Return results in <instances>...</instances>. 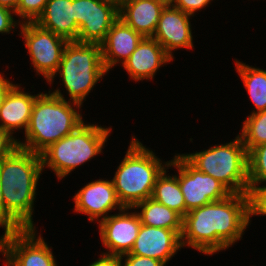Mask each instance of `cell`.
<instances>
[{
    "mask_svg": "<svg viewBox=\"0 0 266 266\" xmlns=\"http://www.w3.org/2000/svg\"><path fill=\"white\" fill-rule=\"evenodd\" d=\"M252 219L251 195L231 193L192 209L183 217L181 246L205 256L230 250L242 240Z\"/></svg>",
    "mask_w": 266,
    "mask_h": 266,
    "instance_id": "1",
    "label": "cell"
},
{
    "mask_svg": "<svg viewBox=\"0 0 266 266\" xmlns=\"http://www.w3.org/2000/svg\"><path fill=\"white\" fill-rule=\"evenodd\" d=\"M42 173L41 155L20 147L0 161L5 207L24 229H38L33 218Z\"/></svg>",
    "mask_w": 266,
    "mask_h": 266,
    "instance_id": "2",
    "label": "cell"
},
{
    "mask_svg": "<svg viewBox=\"0 0 266 266\" xmlns=\"http://www.w3.org/2000/svg\"><path fill=\"white\" fill-rule=\"evenodd\" d=\"M108 74L102 60L101 44L70 41L64 47L56 73L46 84L50 85L48 91L53 95L83 107L86 98L99 85L98 82L101 83ZM56 77L61 80L60 85ZM53 84L58 87L55 89Z\"/></svg>",
    "mask_w": 266,
    "mask_h": 266,
    "instance_id": "3",
    "label": "cell"
},
{
    "mask_svg": "<svg viewBox=\"0 0 266 266\" xmlns=\"http://www.w3.org/2000/svg\"><path fill=\"white\" fill-rule=\"evenodd\" d=\"M83 107L64 100L50 91L41 92L35 100L32 114L20 148L41 154L51 144L72 133L85 121ZM84 115V116H83Z\"/></svg>",
    "mask_w": 266,
    "mask_h": 266,
    "instance_id": "4",
    "label": "cell"
},
{
    "mask_svg": "<svg viewBox=\"0 0 266 266\" xmlns=\"http://www.w3.org/2000/svg\"><path fill=\"white\" fill-rule=\"evenodd\" d=\"M130 138L125 155L111 178L122 206L133 208L151 198L156 179L170 160L164 161L134 133Z\"/></svg>",
    "mask_w": 266,
    "mask_h": 266,
    "instance_id": "5",
    "label": "cell"
},
{
    "mask_svg": "<svg viewBox=\"0 0 266 266\" xmlns=\"http://www.w3.org/2000/svg\"><path fill=\"white\" fill-rule=\"evenodd\" d=\"M112 130V126H102L96 121L91 123V120L87 123L85 120L72 133L40 154L42 171L50 170L59 181L67 179L76 169L105 153L103 150L108 146Z\"/></svg>",
    "mask_w": 266,
    "mask_h": 266,
    "instance_id": "6",
    "label": "cell"
},
{
    "mask_svg": "<svg viewBox=\"0 0 266 266\" xmlns=\"http://www.w3.org/2000/svg\"><path fill=\"white\" fill-rule=\"evenodd\" d=\"M236 135L230 142L180 154L193 167L221 182L231 193L249 194L248 153L240 136Z\"/></svg>",
    "mask_w": 266,
    "mask_h": 266,
    "instance_id": "7",
    "label": "cell"
},
{
    "mask_svg": "<svg viewBox=\"0 0 266 266\" xmlns=\"http://www.w3.org/2000/svg\"><path fill=\"white\" fill-rule=\"evenodd\" d=\"M18 36L29 56L30 67L35 76H41L47 83L56 73L68 41L51 31L45 30L35 22L21 23Z\"/></svg>",
    "mask_w": 266,
    "mask_h": 266,
    "instance_id": "8",
    "label": "cell"
},
{
    "mask_svg": "<svg viewBox=\"0 0 266 266\" xmlns=\"http://www.w3.org/2000/svg\"><path fill=\"white\" fill-rule=\"evenodd\" d=\"M175 169L179 186L185 200L186 214L205 204L219 201L231 192L218 180L193 167L180 153H174L168 166Z\"/></svg>",
    "mask_w": 266,
    "mask_h": 266,
    "instance_id": "9",
    "label": "cell"
},
{
    "mask_svg": "<svg viewBox=\"0 0 266 266\" xmlns=\"http://www.w3.org/2000/svg\"><path fill=\"white\" fill-rule=\"evenodd\" d=\"M4 266H59L53 247L43 238L42 229H23L2 235Z\"/></svg>",
    "mask_w": 266,
    "mask_h": 266,
    "instance_id": "10",
    "label": "cell"
},
{
    "mask_svg": "<svg viewBox=\"0 0 266 266\" xmlns=\"http://www.w3.org/2000/svg\"><path fill=\"white\" fill-rule=\"evenodd\" d=\"M81 187L72 197L74 202L72 210L74 215L87 216L90 223L98 224L112 212L124 208L117 197L111 178L92 179Z\"/></svg>",
    "mask_w": 266,
    "mask_h": 266,
    "instance_id": "11",
    "label": "cell"
},
{
    "mask_svg": "<svg viewBox=\"0 0 266 266\" xmlns=\"http://www.w3.org/2000/svg\"><path fill=\"white\" fill-rule=\"evenodd\" d=\"M96 225L99 229L101 246H103V251L100 252L121 256L132 250L141 227V221L133 208L124 207Z\"/></svg>",
    "mask_w": 266,
    "mask_h": 266,
    "instance_id": "12",
    "label": "cell"
},
{
    "mask_svg": "<svg viewBox=\"0 0 266 266\" xmlns=\"http://www.w3.org/2000/svg\"><path fill=\"white\" fill-rule=\"evenodd\" d=\"M118 14L113 5L99 0H74V21L79 28L76 42L101 44Z\"/></svg>",
    "mask_w": 266,
    "mask_h": 266,
    "instance_id": "13",
    "label": "cell"
},
{
    "mask_svg": "<svg viewBox=\"0 0 266 266\" xmlns=\"http://www.w3.org/2000/svg\"><path fill=\"white\" fill-rule=\"evenodd\" d=\"M192 19H194L193 16L174 6L165 7L161 12L152 38L160 43L173 60L176 59L175 51L195 49Z\"/></svg>",
    "mask_w": 266,
    "mask_h": 266,
    "instance_id": "14",
    "label": "cell"
},
{
    "mask_svg": "<svg viewBox=\"0 0 266 266\" xmlns=\"http://www.w3.org/2000/svg\"><path fill=\"white\" fill-rule=\"evenodd\" d=\"M173 61L175 60L166 53L158 41L152 37H144L121 67L129 76V80L136 83L145 80L151 82L160 68Z\"/></svg>",
    "mask_w": 266,
    "mask_h": 266,
    "instance_id": "15",
    "label": "cell"
},
{
    "mask_svg": "<svg viewBox=\"0 0 266 266\" xmlns=\"http://www.w3.org/2000/svg\"><path fill=\"white\" fill-rule=\"evenodd\" d=\"M182 249L180 236L171 229L141 224L130 253L162 261L166 266Z\"/></svg>",
    "mask_w": 266,
    "mask_h": 266,
    "instance_id": "16",
    "label": "cell"
},
{
    "mask_svg": "<svg viewBox=\"0 0 266 266\" xmlns=\"http://www.w3.org/2000/svg\"><path fill=\"white\" fill-rule=\"evenodd\" d=\"M143 38L118 18L101 43L102 60L106 71L109 73L115 67L122 66Z\"/></svg>",
    "mask_w": 266,
    "mask_h": 266,
    "instance_id": "17",
    "label": "cell"
},
{
    "mask_svg": "<svg viewBox=\"0 0 266 266\" xmlns=\"http://www.w3.org/2000/svg\"><path fill=\"white\" fill-rule=\"evenodd\" d=\"M21 84L17 83L8 92L0 108V127L9 131L17 139V133L26 132L36 97L41 93L40 91L37 94L34 91L30 92Z\"/></svg>",
    "mask_w": 266,
    "mask_h": 266,
    "instance_id": "18",
    "label": "cell"
},
{
    "mask_svg": "<svg viewBox=\"0 0 266 266\" xmlns=\"http://www.w3.org/2000/svg\"><path fill=\"white\" fill-rule=\"evenodd\" d=\"M35 23L68 42L77 41L79 28L74 21V0H48Z\"/></svg>",
    "mask_w": 266,
    "mask_h": 266,
    "instance_id": "19",
    "label": "cell"
},
{
    "mask_svg": "<svg viewBox=\"0 0 266 266\" xmlns=\"http://www.w3.org/2000/svg\"><path fill=\"white\" fill-rule=\"evenodd\" d=\"M164 8L152 0H126L118 17L143 37H152Z\"/></svg>",
    "mask_w": 266,
    "mask_h": 266,
    "instance_id": "20",
    "label": "cell"
},
{
    "mask_svg": "<svg viewBox=\"0 0 266 266\" xmlns=\"http://www.w3.org/2000/svg\"><path fill=\"white\" fill-rule=\"evenodd\" d=\"M235 60V71L241 79V83L245 88L250 102H252V109L249 114L266 110V69L252 66Z\"/></svg>",
    "mask_w": 266,
    "mask_h": 266,
    "instance_id": "21",
    "label": "cell"
},
{
    "mask_svg": "<svg viewBox=\"0 0 266 266\" xmlns=\"http://www.w3.org/2000/svg\"><path fill=\"white\" fill-rule=\"evenodd\" d=\"M133 209L138 214L141 224L174 230L179 236L182 232L183 217L152 198L136 204Z\"/></svg>",
    "mask_w": 266,
    "mask_h": 266,
    "instance_id": "22",
    "label": "cell"
},
{
    "mask_svg": "<svg viewBox=\"0 0 266 266\" xmlns=\"http://www.w3.org/2000/svg\"><path fill=\"white\" fill-rule=\"evenodd\" d=\"M168 172L169 168L166 167L156 179L151 198L184 217L186 206L178 178L175 174Z\"/></svg>",
    "mask_w": 266,
    "mask_h": 266,
    "instance_id": "23",
    "label": "cell"
},
{
    "mask_svg": "<svg viewBox=\"0 0 266 266\" xmlns=\"http://www.w3.org/2000/svg\"><path fill=\"white\" fill-rule=\"evenodd\" d=\"M240 128L237 134L244 143L247 153L258 145L266 143V110L248 114Z\"/></svg>",
    "mask_w": 266,
    "mask_h": 266,
    "instance_id": "24",
    "label": "cell"
},
{
    "mask_svg": "<svg viewBox=\"0 0 266 266\" xmlns=\"http://www.w3.org/2000/svg\"><path fill=\"white\" fill-rule=\"evenodd\" d=\"M249 194L266 187V143L248 153Z\"/></svg>",
    "mask_w": 266,
    "mask_h": 266,
    "instance_id": "25",
    "label": "cell"
},
{
    "mask_svg": "<svg viewBox=\"0 0 266 266\" xmlns=\"http://www.w3.org/2000/svg\"><path fill=\"white\" fill-rule=\"evenodd\" d=\"M48 0H20L15 15L21 23L35 22L42 14Z\"/></svg>",
    "mask_w": 266,
    "mask_h": 266,
    "instance_id": "26",
    "label": "cell"
},
{
    "mask_svg": "<svg viewBox=\"0 0 266 266\" xmlns=\"http://www.w3.org/2000/svg\"><path fill=\"white\" fill-rule=\"evenodd\" d=\"M15 12L0 6V34L11 35L16 31H19L21 22L17 20Z\"/></svg>",
    "mask_w": 266,
    "mask_h": 266,
    "instance_id": "27",
    "label": "cell"
},
{
    "mask_svg": "<svg viewBox=\"0 0 266 266\" xmlns=\"http://www.w3.org/2000/svg\"><path fill=\"white\" fill-rule=\"evenodd\" d=\"M0 229H3L2 235L19 232L24 228L7 212L2 196L0 184Z\"/></svg>",
    "mask_w": 266,
    "mask_h": 266,
    "instance_id": "28",
    "label": "cell"
},
{
    "mask_svg": "<svg viewBox=\"0 0 266 266\" xmlns=\"http://www.w3.org/2000/svg\"><path fill=\"white\" fill-rule=\"evenodd\" d=\"M215 3L216 0H175L173 6L195 17L198 12Z\"/></svg>",
    "mask_w": 266,
    "mask_h": 266,
    "instance_id": "29",
    "label": "cell"
},
{
    "mask_svg": "<svg viewBox=\"0 0 266 266\" xmlns=\"http://www.w3.org/2000/svg\"><path fill=\"white\" fill-rule=\"evenodd\" d=\"M266 217V187L251 194V217Z\"/></svg>",
    "mask_w": 266,
    "mask_h": 266,
    "instance_id": "30",
    "label": "cell"
},
{
    "mask_svg": "<svg viewBox=\"0 0 266 266\" xmlns=\"http://www.w3.org/2000/svg\"><path fill=\"white\" fill-rule=\"evenodd\" d=\"M18 147V139L0 127V161L12 154Z\"/></svg>",
    "mask_w": 266,
    "mask_h": 266,
    "instance_id": "31",
    "label": "cell"
},
{
    "mask_svg": "<svg viewBox=\"0 0 266 266\" xmlns=\"http://www.w3.org/2000/svg\"><path fill=\"white\" fill-rule=\"evenodd\" d=\"M122 266H166L162 261L134 254H124L120 256Z\"/></svg>",
    "mask_w": 266,
    "mask_h": 266,
    "instance_id": "32",
    "label": "cell"
},
{
    "mask_svg": "<svg viewBox=\"0 0 266 266\" xmlns=\"http://www.w3.org/2000/svg\"><path fill=\"white\" fill-rule=\"evenodd\" d=\"M98 258L87 266H122L120 256L100 253Z\"/></svg>",
    "mask_w": 266,
    "mask_h": 266,
    "instance_id": "33",
    "label": "cell"
},
{
    "mask_svg": "<svg viewBox=\"0 0 266 266\" xmlns=\"http://www.w3.org/2000/svg\"><path fill=\"white\" fill-rule=\"evenodd\" d=\"M4 72L6 71H0V108L4 103L8 92L17 84L15 80L12 81V78L7 77Z\"/></svg>",
    "mask_w": 266,
    "mask_h": 266,
    "instance_id": "34",
    "label": "cell"
},
{
    "mask_svg": "<svg viewBox=\"0 0 266 266\" xmlns=\"http://www.w3.org/2000/svg\"><path fill=\"white\" fill-rule=\"evenodd\" d=\"M20 0H0V6L15 12Z\"/></svg>",
    "mask_w": 266,
    "mask_h": 266,
    "instance_id": "35",
    "label": "cell"
},
{
    "mask_svg": "<svg viewBox=\"0 0 266 266\" xmlns=\"http://www.w3.org/2000/svg\"><path fill=\"white\" fill-rule=\"evenodd\" d=\"M99 1L111 4L119 10L126 0H99Z\"/></svg>",
    "mask_w": 266,
    "mask_h": 266,
    "instance_id": "36",
    "label": "cell"
},
{
    "mask_svg": "<svg viewBox=\"0 0 266 266\" xmlns=\"http://www.w3.org/2000/svg\"><path fill=\"white\" fill-rule=\"evenodd\" d=\"M154 2L160 3L165 7L173 6L175 0H152Z\"/></svg>",
    "mask_w": 266,
    "mask_h": 266,
    "instance_id": "37",
    "label": "cell"
},
{
    "mask_svg": "<svg viewBox=\"0 0 266 266\" xmlns=\"http://www.w3.org/2000/svg\"><path fill=\"white\" fill-rule=\"evenodd\" d=\"M2 235L0 236V256H2Z\"/></svg>",
    "mask_w": 266,
    "mask_h": 266,
    "instance_id": "38",
    "label": "cell"
}]
</instances>
